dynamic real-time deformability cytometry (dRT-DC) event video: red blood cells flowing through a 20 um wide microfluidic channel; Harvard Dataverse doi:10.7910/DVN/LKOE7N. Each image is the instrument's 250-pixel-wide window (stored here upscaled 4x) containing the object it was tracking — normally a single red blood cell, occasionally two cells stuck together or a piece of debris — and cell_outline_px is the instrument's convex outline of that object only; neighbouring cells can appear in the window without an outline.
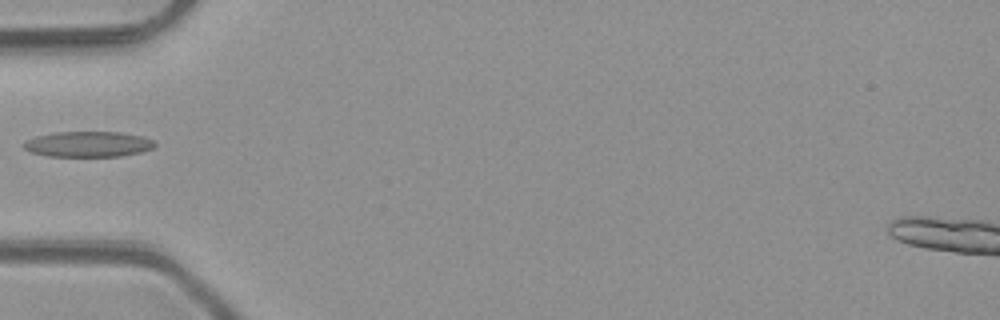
{"species": "common noctule bat (a hibernating species)", "species_latin": "Nyctalus noctula", "temperature_condition": "room temperature", "stored_images_in_passage": 5, "camera_frame_rate_fps": 3000, "um_per_image_px": 0.085, "animal": {"sex": "male", "body_mass_g": 23.1, "forearm_length_mm": 52.7}, "frame": {"image": 1, "passage_image": 5, "time_ms": 4.667, "image_size_px": [1000, 320], "cell_outline_px": [[156, 144], [152, 148], [144, 152], [120, 156], [48, 156], [32, 152], [24, 148], [24, 144], [28, 140], [36, 136], [56, 132], [120, 132], [144, 136], [152, 140]], "centroid_in_image_um": [7.55, 12.25], "position_along_channel_um": 77.5, "area_um2": 19.42}}